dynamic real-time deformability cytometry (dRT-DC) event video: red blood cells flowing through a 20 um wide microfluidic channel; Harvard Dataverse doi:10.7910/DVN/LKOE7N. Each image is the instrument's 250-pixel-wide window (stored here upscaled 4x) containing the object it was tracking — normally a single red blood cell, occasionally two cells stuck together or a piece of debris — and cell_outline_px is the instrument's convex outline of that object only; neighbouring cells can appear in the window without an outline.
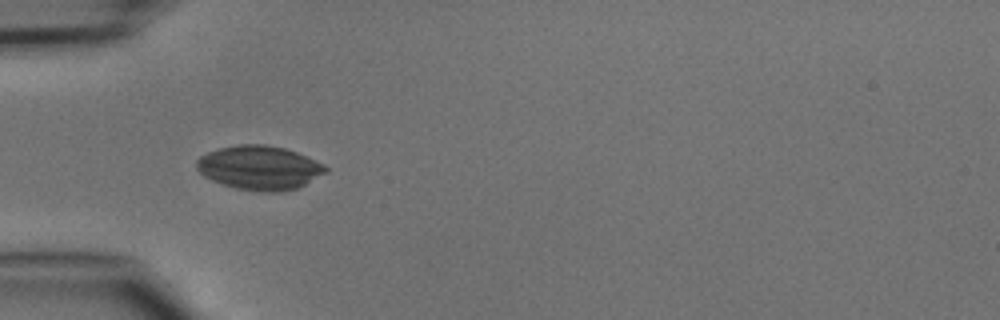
{"species": "common noctule bat (a hibernating species)", "species_latin": "Nyctalus noctula", "temperature_condition": "cold", "stored_images_in_passage": 22, "camera_frame_rate_fps": 3000, "um_per_image_px": 0.085, "animal": {"sex": "male", "body_mass_g": 15.6}, "frame": {"image": 1, "passage_image": 4, "time_ms": 1.0, "image_size_px": [1000, 320], "cell_outline_px": [[328, 172], [296, 188], [280, 192], [260, 192], [236, 188], [220, 184], [204, 176], [196, 168], [196, 160], [200, 156], [208, 152], [220, 148], [240, 144], [264, 144], [284, 148], [296, 152], [324, 164], [328, 168]], "centroid_in_image_um": [22.04, 14.26], "position_along_channel_um": 63.0, "area_um2": 33.12}}